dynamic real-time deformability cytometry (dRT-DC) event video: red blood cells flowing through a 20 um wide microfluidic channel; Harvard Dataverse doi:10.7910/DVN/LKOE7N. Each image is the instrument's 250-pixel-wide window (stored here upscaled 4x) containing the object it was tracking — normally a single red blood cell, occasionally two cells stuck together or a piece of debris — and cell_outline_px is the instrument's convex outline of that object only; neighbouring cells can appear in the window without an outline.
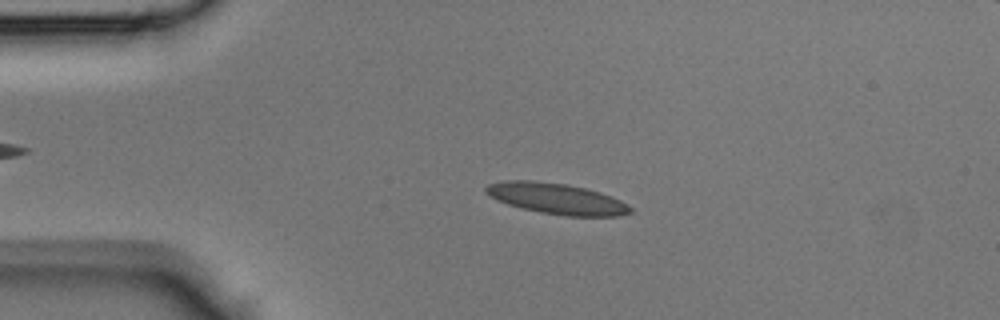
{"species": "Egyptian fruit bat (a non-hibernating species)", "species_latin": "Rousettus aegyptiacus", "temperature_condition": "room temperature", "stored_images_in_passage": 37, "camera_frame_rate_fps": 3000, "um_per_image_px": 0.085, "animal": {"sex": "male"}, "frame": {"image": 1, "passage_image": 3, "time_ms": 0.667, "image_size_px": [1000, 320], "cell_outline_px": [[632, 212], [620, 216], [564, 216], [540, 212], [520, 208], [508, 204], [484, 192], [484, 188], [488, 184], [504, 180], [532, 180], [568, 184], [600, 192], [620, 200], [632, 208]], "centroid_in_image_um": [47.31, 16.88], "position_along_channel_um": 37.7, "area_um2": 25.95}}
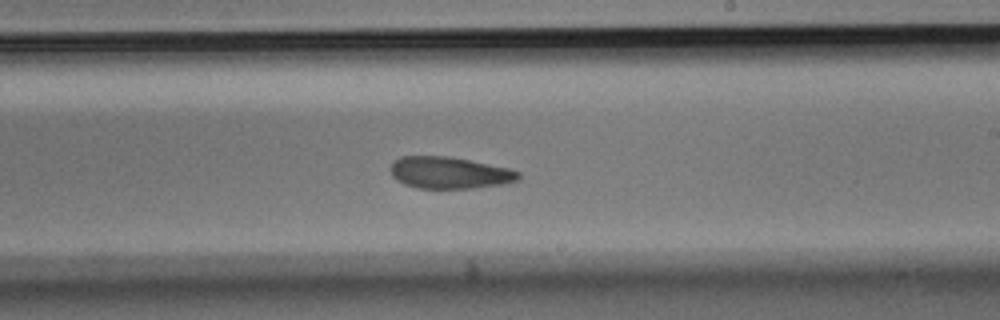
{"frame": {"image": 2, "passage_image": 19, "time_ms": 6.0, "image_size_px": [1000, 320], "cell_outline_px": [[520, 180], [504, 184], [472, 188], [416, 188], [404, 184], [396, 180], [392, 176], [388, 168], [392, 160], [400, 156], [448, 156], [508, 168], [520, 172]], "centroid_in_image_um": [38.15, 14.68], "position_along_channel_um": 250.9, "area_um2": 23.93}}
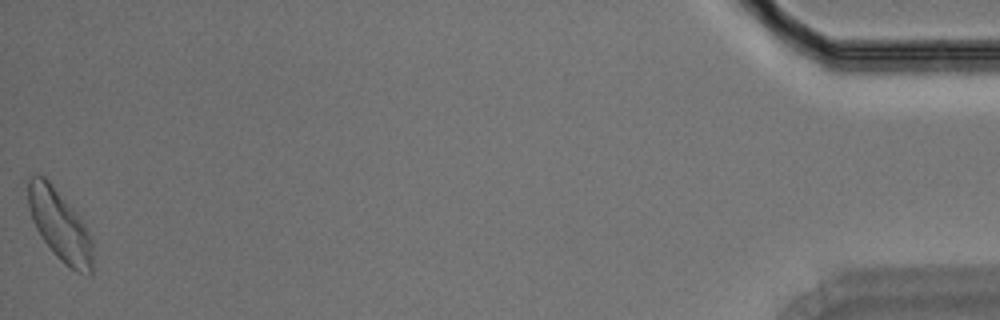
{"frame": {"image": 3, "passage_image": 37, "time_ms": 12.0, "image_size_px": [1000, 320], "cell_outline_px": [[92, 272], [88, 276], [76, 272], [64, 264], [52, 252], [36, 228], [32, 220], [28, 208], [28, 180], [32, 176], [44, 176], [48, 180], [72, 208], [88, 232], [92, 240]], "centroid_in_image_um": [5.07, 19.2], "position_along_channel_um": 430.1, "area_um2": 26.24}}